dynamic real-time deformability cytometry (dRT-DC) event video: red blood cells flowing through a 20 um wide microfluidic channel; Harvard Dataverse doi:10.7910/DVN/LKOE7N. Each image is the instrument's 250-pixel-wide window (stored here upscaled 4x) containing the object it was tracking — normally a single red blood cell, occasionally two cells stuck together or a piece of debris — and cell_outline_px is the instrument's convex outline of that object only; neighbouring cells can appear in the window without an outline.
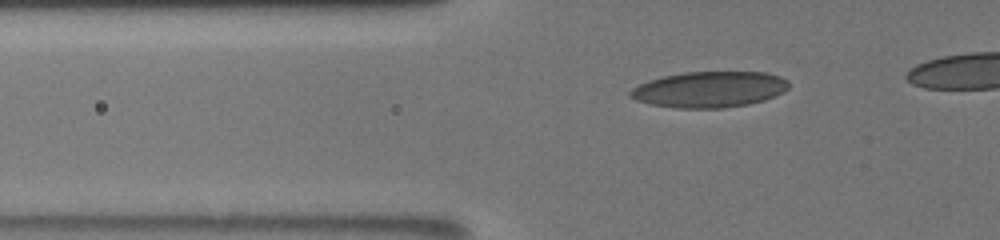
{"species": "human", "species_latin": "Homo sapiens", "temperature_condition": "room temperature", "stored_images_in_passage": 70, "camera_frame_rate_fps": 3000, "um_per_image_px": 0.085, "donor": {"sex": "male"}, "frame": {"image": 1, "passage_image": 29, "time_ms": 5.333, "image_size_px": [1000, 240], "cell_outline_px": [[788, 88], [784, 92], [764, 100], [748, 104], [724, 108], [676, 108], [652, 104], [636, 100], [628, 96], [628, 92], [632, 88], [648, 80], [664, 76], [684, 72], [764, 72], [780, 76], [788, 80]], "centroid_in_image_um": [60.3, 7.6], "position_along_channel_um": 65.5, "area_um2": 33.23}}
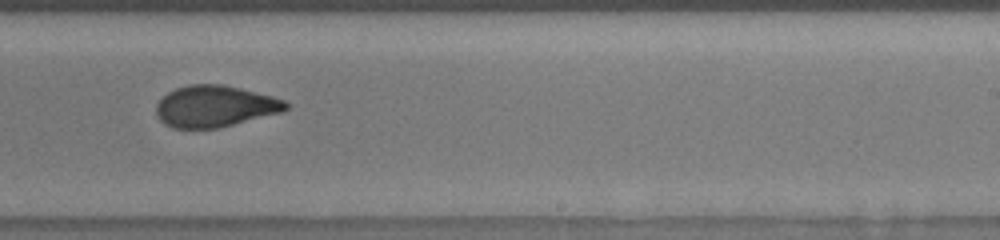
{"frame": {"image": 2, "passage_image": 59, "time_ms": 11.0, "image_size_px": [1000, 240], "cell_outline_px": [[288, 108], [280, 112], [220, 128], [172, 128], [164, 124], [156, 116], [156, 104], [168, 92], [176, 88], [188, 84], [220, 84], [240, 88], [272, 96], [284, 100], [288, 104]], "centroid_in_image_um": [18.23, 9.04], "position_along_channel_um": 270.8, "area_um2": 31.27}}
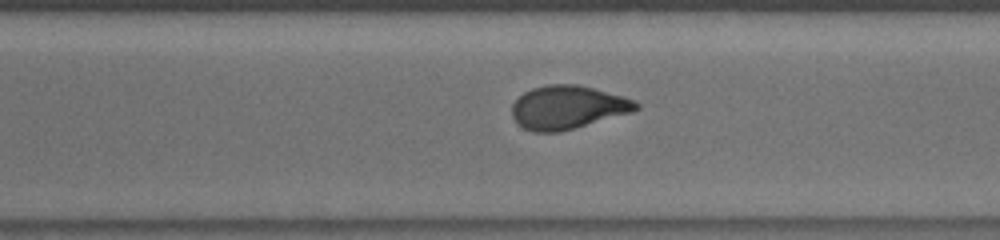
{"frame": {"image": 3, "passage_image": 66, "time_ms": 12.333, "image_size_px": [1000, 240], "cell_outline_px": [[640, 108], [632, 112], [560, 132], [536, 132], [524, 128], [516, 124], [512, 116], [512, 104], [524, 92], [532, 88], [548, 84], [576, 84], [592, 88], [636, 100], [640, 104]], "centroid_in_image_um": [48.24, 9.13], "position_along_channel_um": 322.4, "area_um2": 31.33}}